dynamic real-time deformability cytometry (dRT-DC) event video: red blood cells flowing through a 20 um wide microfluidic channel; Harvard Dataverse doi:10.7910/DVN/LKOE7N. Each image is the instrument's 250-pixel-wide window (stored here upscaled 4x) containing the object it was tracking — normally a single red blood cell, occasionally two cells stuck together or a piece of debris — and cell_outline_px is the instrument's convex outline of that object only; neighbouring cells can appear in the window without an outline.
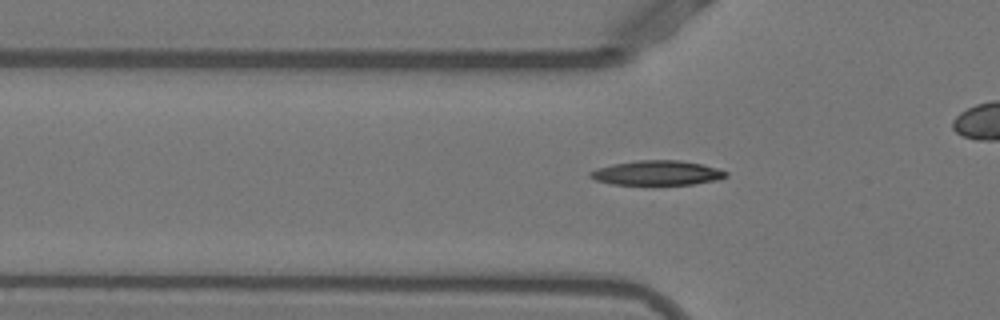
{"species": "Egyptian fruit bat (a non-hibernating species)", "species_latin": "Rousettus aegyptiacus", "temperature_condition": "warm", "stored_images_in_passage": 37, "camera_frame_rate_fps": 3000, "um_per_image_px": 0.085, "animal": {"sex": "female"}, "frame": {"image": 1, "passage_image": 12, "time_ms": 3.667, "image_size_px": [1000, 320], "cell_outline_px": [[728, 176], [716, 180], [692, 184], [612, 184], [596, 180], [588, 176], [588, 172], [596, 168], [612, 164], [636, 160], [680, 160], [700, 164], [716, 168], [728, 172]], "centroid_in_image_um": [55.81, 14.69], "position_along_channel_um": 70.0, "area_um2": 19.36}}
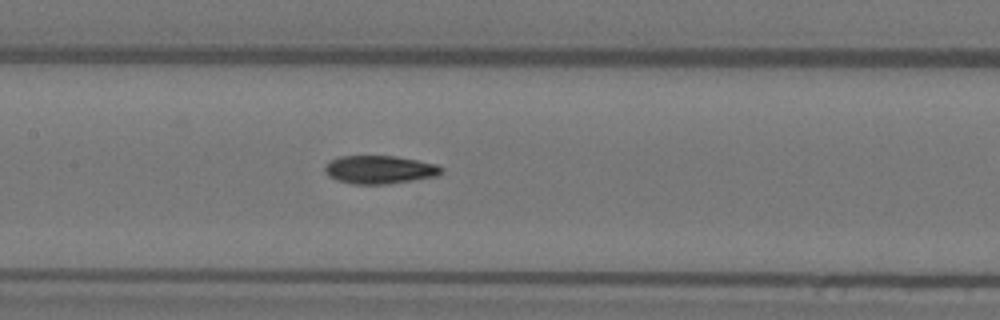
{"frame": {"image": 2, "passage_image": 20, "time_ms": 6.333, "image_size_px": [1000, 320], "cell_outline_px": [[444, 168], [436, 176], [388, 184], [352, 184], [336, 180], [328, 176], [324, 168], [332, 160], [340, 156], [396, 156], [436, 164]], "centroid_in_image_um": [32.25, 14.42], "position_along_channel_um": 175.1, "area_um2": 18.96}}
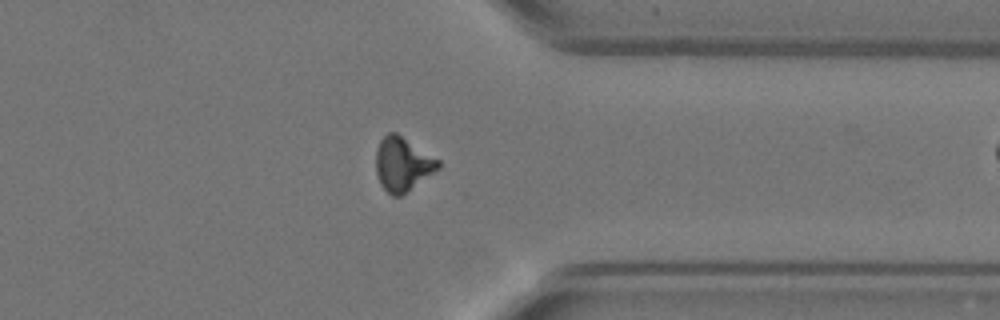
{"frame": {"image": 3, "passage_image": 36, "time_ms": 11.667, "image_size_px": [1000, 320], "cell_outline_px": [[440, 168], [400, 196], [392, 196], [380, 184], [376, 172], [376, 148], [380, 140], [388, 132], [396, 132], [440, 160]], "centroid_in_image_um": [34.21, 13.93], "position_along_channel_um": 377.2, "area_um2": 19.48}}